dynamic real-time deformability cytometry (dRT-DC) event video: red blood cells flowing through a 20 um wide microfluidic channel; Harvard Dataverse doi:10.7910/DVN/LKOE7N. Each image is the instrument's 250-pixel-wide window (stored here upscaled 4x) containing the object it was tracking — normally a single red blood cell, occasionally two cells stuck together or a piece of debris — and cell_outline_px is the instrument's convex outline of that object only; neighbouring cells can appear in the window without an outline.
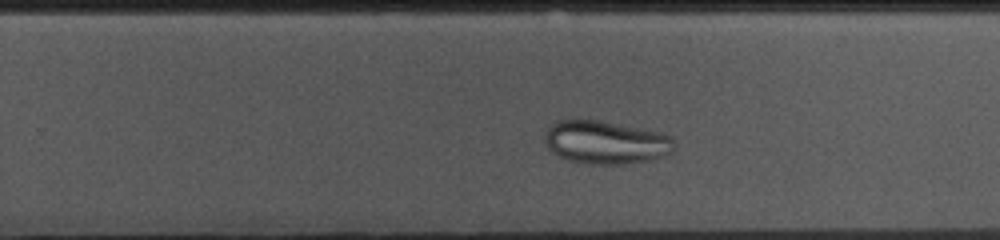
{"species": "common noctule bat (a hibernating species)", "species_latin": "Nyctalus noctula", "temperature_condition": "cold", "stored_images_in_passage": 38, "camera_frame_rate_fps": 3000, "um_per_image_px": 0.085, "animal": {"sex": "female", "body_mass_g": 10.0, "forearm_length_mm": 53.1}, "frame": {"image": 1, "passage_image": 27, "time_ms": 8.667, "image_size_px": [1000, 240], "cell_outline_px": [[672, 152], [648, 160], [628, 164], [588, 164], [568, 160], [552, 152], [548, 148], [544, 140], [544, 136], [548, 128], [556, 120], [596, 120], [664, 132], [672, 136]], "centroid_in_image_um": [51.47, 12.09], "position_along_channel_um": 278.3, "area_um2": 32.48}}